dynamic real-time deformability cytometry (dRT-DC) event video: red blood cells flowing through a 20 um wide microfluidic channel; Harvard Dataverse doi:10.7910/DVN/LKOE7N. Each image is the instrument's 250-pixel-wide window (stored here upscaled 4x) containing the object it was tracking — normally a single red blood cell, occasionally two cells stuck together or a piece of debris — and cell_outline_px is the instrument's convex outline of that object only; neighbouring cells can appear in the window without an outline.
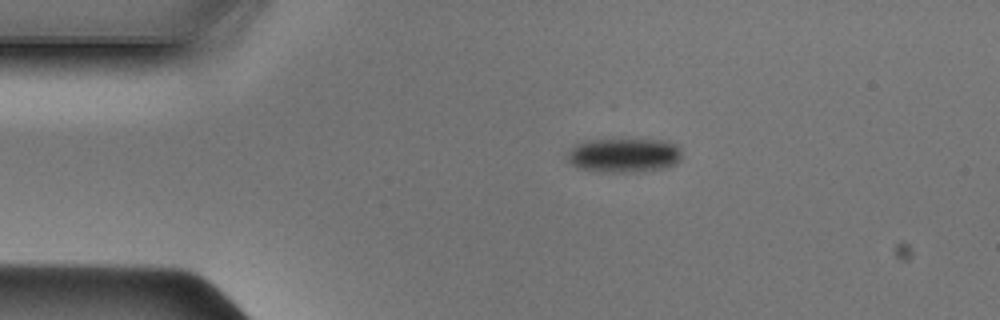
{"species": "Egyptian fruit bat (a non-hibernating species)", "species_latin": "Rousettus aegyptiacus", "temperature_condition": "cold", "stored_images_in_passage": 40, "camera_frame_rate_fps": 3000, "um_per_image_px": 0.085, "animal": {"sex": "male"}, "frame": {"image": 1, "passage_image": 1, "time_ms": 0.0, "image_size_px": [1000, 320], "cell_outline_px": [[680, 160], [676, 164], [664, 168], [636, 172], [600, 172], [580, 168], [572, 164], [568, 160], [568, 152], [576, 144], [584, 140], [620, 136], [668, 140], [680, 144]], "centroid_in_image_um": [53.08, 13.12], "position_along_channel_um": 31.9, "area_um2": 24.22}}
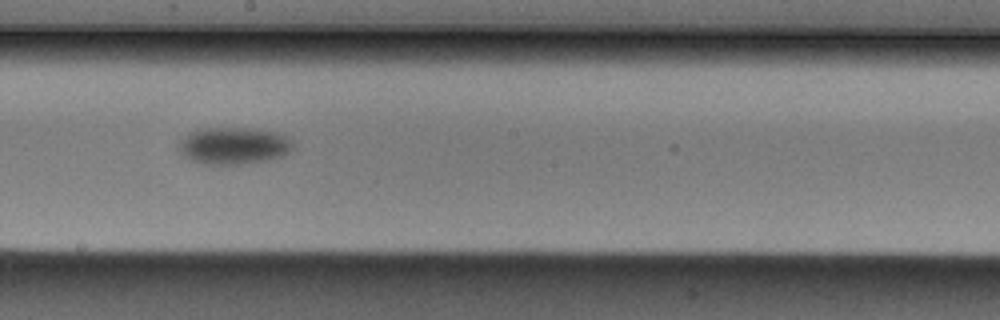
{"frame": {"image": 2, "passage_image": 18, "time_ms": 5.667, "image_size_px": [1000, 320], "cell_outline_px": [[296, 148], [284, 156], [268, 160], [244, 164], [204, 164], [192, 160], [184, 156], [176, 148], [180, 140], [188, 132], [200, 128], [260, 128], [284, 132], [296, 144]], "centroid_in_image_um": [19.95, 12.36], "position_along_channel_um": 228.3, "area_um2": 25.61}}
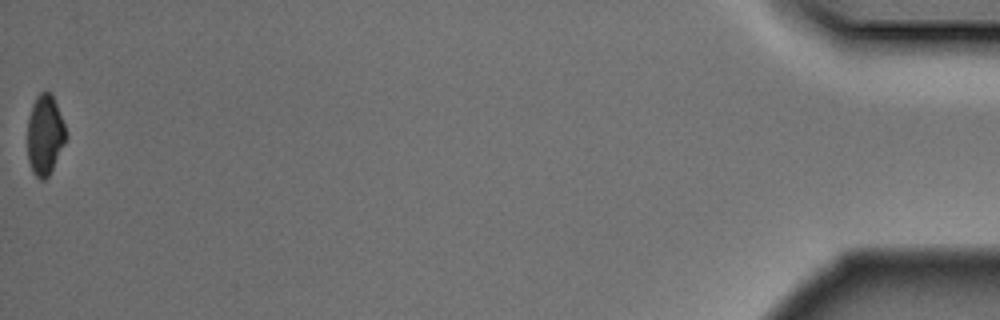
{"frame": {"image": 3, "passage_image": 40, "time_ms": 13.0, "image_size_px": [1000, 320], "cell_outline_px": [[68, 136], [48, 176], [44, 180], [40, 180], [32, 172], [28, 160], [28, 120], [32, 104], [36, 96], [40, 92], [52, 92], [64, 124]], "centroid_in_image_um": [3.82, 11.45], "position_along_channel_um": 431.4, "area_um2": 17.92}}